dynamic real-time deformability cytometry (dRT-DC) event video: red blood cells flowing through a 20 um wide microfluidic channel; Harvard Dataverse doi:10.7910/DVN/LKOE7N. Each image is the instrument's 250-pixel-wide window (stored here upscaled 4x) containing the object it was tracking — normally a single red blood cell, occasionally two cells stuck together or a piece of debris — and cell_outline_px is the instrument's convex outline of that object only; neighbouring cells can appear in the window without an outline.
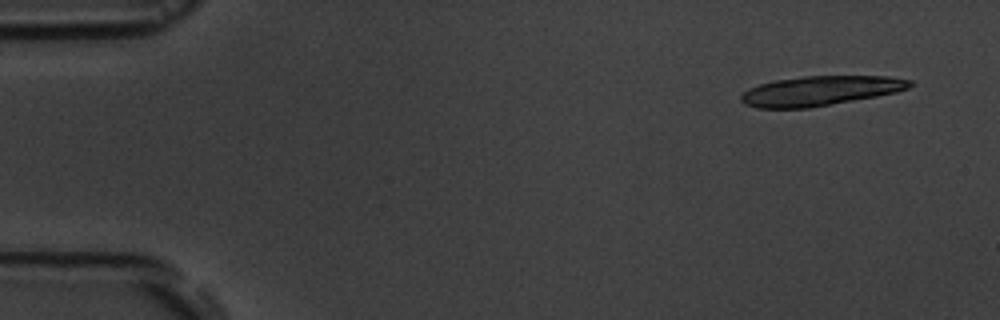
{"species": "common noctule bat (a hibernating species)", "species_latin": "Nyctalus noctula", "temperature_condition": "room temperature", "stored_images_in_passage": 5, "camera_frame_rate_fps": 3000, "um_per_image_px": 0.085, "animal": {"sex": "male", "body_mass_g": 19.5, "forearm_length_mm": 54.6}, "frame": {"image": 1, "passage_image": 1, "time_ms": 0.0, "image_size_px": [1000, 320], "cell_outline_px": [[912, 84], [908, 88], [896, 92], [876, 96], [808, 108], [756, 108], [744, 104], [740, 100], [740, 96], [748, 88], [772, 80], [804, 76], [888, 76], [912, 80]], "centroid_in_image_um": [69.67, 7.71], "position_along_channel_um": 15.3, "area_um2": 29.13}}
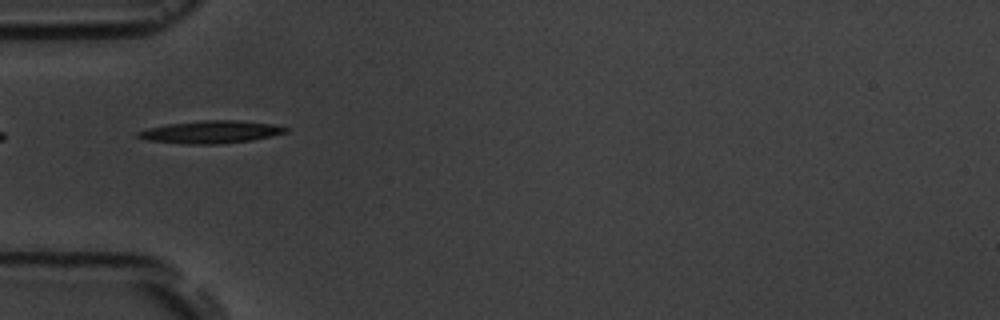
{"frame": {"image": 2, "passage_image": 5, "time_ms": 4.667, "image_size_px": [1000, 320], "cell_outline_px": [[288, 132], [272, 136], [252, 140], [216, 144], [184, 144], [148, 140], [136, 136], [136, 132], [148, 128], [168, 124], [200, 120], [240, 120], [272, 124], [288, 128]], "centroid_in_image_um": [17.93, 11.21], "position_along_channel_um": 67.1, "area_um2": 19.42}}